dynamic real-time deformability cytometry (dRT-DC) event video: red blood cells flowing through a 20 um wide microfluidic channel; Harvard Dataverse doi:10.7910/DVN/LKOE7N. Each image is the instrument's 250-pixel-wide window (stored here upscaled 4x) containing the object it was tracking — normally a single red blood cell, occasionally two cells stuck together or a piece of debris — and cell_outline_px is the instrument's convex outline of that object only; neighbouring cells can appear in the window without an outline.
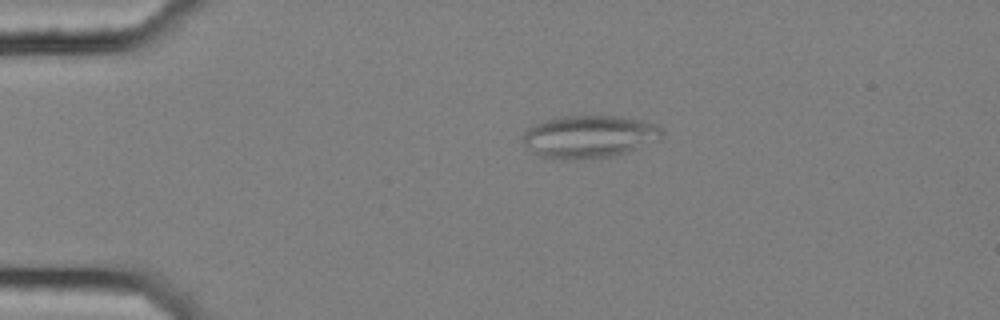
{"species": "common noctule bat (a hibernating species)", "species_latin": "Nyctalus noctula", "temperature_condition": "cold", "stored_images_in_passage": 42, "camera_frame_rate_fps": 3000, "um_per_image_px": 0.085, "animal": {"sex": "female", "body_mass_g": 25.1}, "frame": {"image": 1, "passage_image": 5, "time_ms": 1.333, "image_size_px": [1000, 320], "cell_outline_px": [[664, 132], [660, 140], [624, 152], [608, 156], [580, 160], [552, 160], [540, 156], [532, 152], [520, 140], [524, 132], [528, 128], [544, 120], [560, 116], [620, 116], [640, 120], [656, 124]], "centroid_in_image_um": [50.03, 11.62], "position_along_channel_um": 35.0, "area_um2": 34.8}}
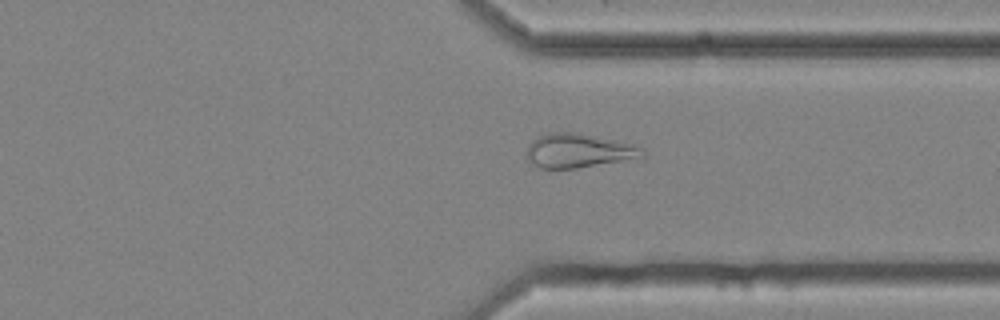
{"frame": {"image": 2, "passage_image": 36, "time_ms": 11.667, "image_size_px": [1000, 320], "cell_outline_px": [[644, 156], [640, 160], [576, 168], [540, 168], [528, 160], [528, 144], [536, 136], [552, 132], [572, 132], [616, 140], [632, 144], [644, 148]], "centroid_in_image_um": [49.26, 12.82], "position_along_channel_um": 362.1, "area_um2": 23.35}}
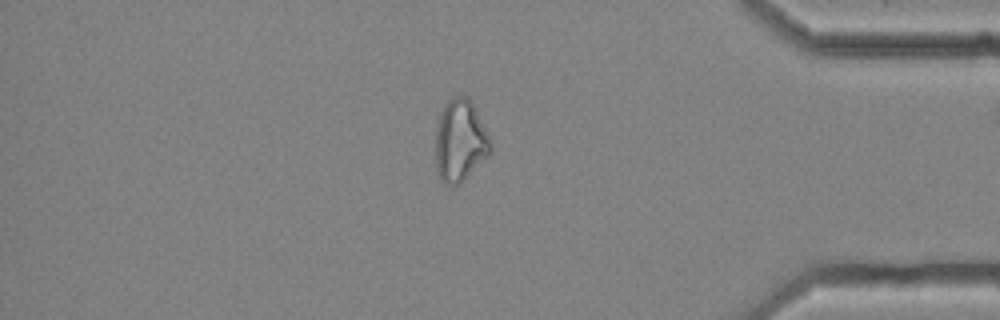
{"frame": {"image": 3, "passage_image": 41, "time_ms": 13.333, "image_size_px": [1000, 320], "cell_outline_px": [[492, 148], [488, 156], [460, 184], [448, 184], [440, 180], [436, 168], [436, 132], [440, 112], [448, 100], [452, 96], [468, 96], [472, 100], [488, 132], [492, 144]], "centroid_in_image_um": [39.13, 11.94], "position_along_channel_um": 396.1, "area_um2": 26.47}}